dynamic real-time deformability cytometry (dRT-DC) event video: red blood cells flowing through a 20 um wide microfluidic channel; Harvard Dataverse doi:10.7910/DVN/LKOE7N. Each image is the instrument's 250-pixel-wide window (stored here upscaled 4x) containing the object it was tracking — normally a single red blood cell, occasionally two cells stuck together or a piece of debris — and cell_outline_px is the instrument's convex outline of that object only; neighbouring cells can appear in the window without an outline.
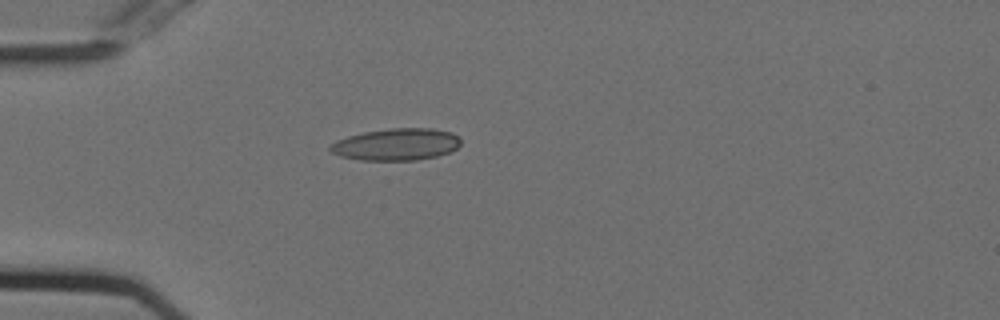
{"species": "Egyptian fruit bat (a non-hibernating species)", "species_latin": "Rousettus aegyptiacus", "temperature_condition": "cold", "stored_images_in_passage": 35, "camera_frame_rate_fps": 3000, "um_per_image_px": 0.085, "animal": {"sex": "female"}, "frame": {"image": 1, "passage_image": 1, "time_ms": 0.0, "image_size_px": [1000, 320], "cell_outline_px": [[460, 144], [452, 152], [436, 156], [416, 160], [360, 160], [340, 156], [332, 152], [328, 148], [336, 140], [348, 136], [364, 132], [392, 128], [432, 128], [452, 132], [460, 136]], "centroid_in_image_um": [33.72, 12.27], "position_along_channel_um": 51.3, "area_um2": 24.39}}
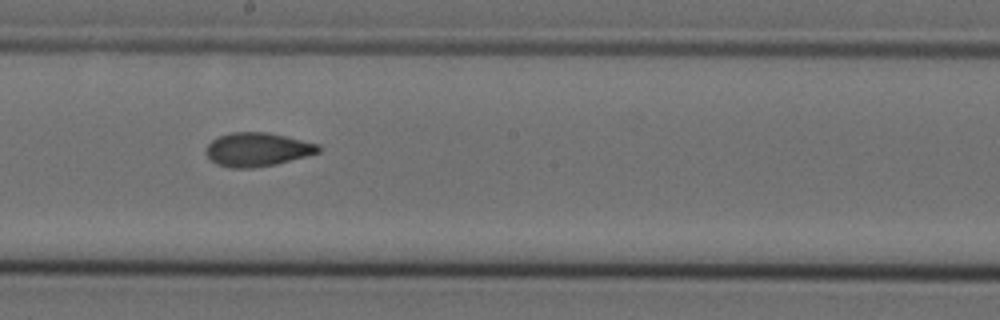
{"frame": {"image": 2, "passage_image": 16, "time_ms": 5.0, "image_size_px": [1000, 320], "cell_outline_px": [[320, 152], [276, 164], [252, 168], [228, 168], [216, 164], [208, 156], [208, 144], [212, 140], [220, 136], [232, 132], [268, 132], [320, 144]], "centroid_in_image_um": [21.9, 12.71], "position_along_channel_um": 226.3, "area_um2": 21.91}}
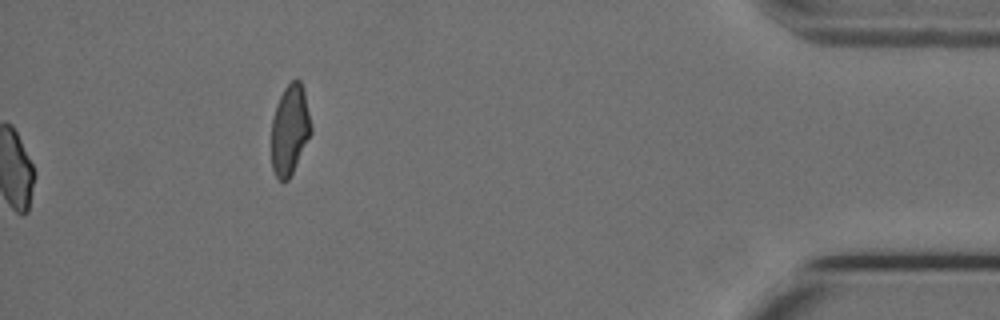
{"frame": {"image": 3, "passage_image": 35, "time_ms": 11.333, "image_size_px": [1000, 320], "cell_outline_px": [[312, 132], [288, 180], [280, 180], [276, 176], [272, 168], [272, 120], [276, 104], [284, 88], [292, 80], [300, 80], [304, 88], [312, 128]], "centroid_in_image_um": [24.64, 10.99], "position_along_channel_um": 410.6, "area_um2": 20.63}, "authors_computed_cell_mechanics": {"area_um2": 21.7328, "velocity_mm_per_s": 3.744, "shape_relaxation_time_tau1_ms": 11.3237, "shape_relaxation_time_tau2_ms": 2.3462, "deformation_change_tau1": 0.2303, "deformation_change_tau2": 0.0887}}